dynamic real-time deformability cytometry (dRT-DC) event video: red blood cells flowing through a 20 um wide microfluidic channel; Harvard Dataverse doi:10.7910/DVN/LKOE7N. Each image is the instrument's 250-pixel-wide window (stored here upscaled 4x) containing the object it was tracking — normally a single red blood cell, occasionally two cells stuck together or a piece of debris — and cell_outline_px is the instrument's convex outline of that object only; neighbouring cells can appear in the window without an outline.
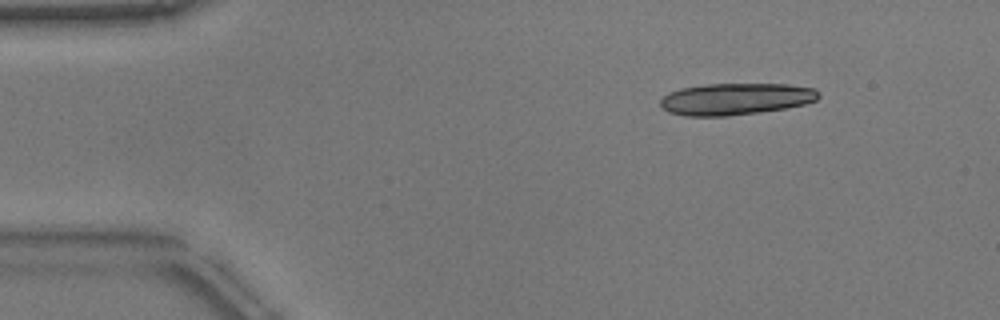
{"species": "common noctule bat (a hibernating species)", "species_latin": "Nyctalus noctula", "temperature_condition": "warm", "stored_images_in_passage": 11, "camera_frame_rate_fps": 3000, "um_per_image_px": 0.085, "animal": {"sex": "male", "body_mass_g": 17.9}, "frame": {"image": 1, "passage_image": 1, "time_ms": 0.0, "image_size_px": [1000, 320], "cell_outline_px": [[820, 96], [816, 100], [804, 104], [784, 108], [760, 112], [728, 116], [684, 116], [668, 112], [660, 108], [660, 100], [668, 92], [680, 88], [708, 84], [788, 84], [816, 88], [820, 92]], "centroid_in_image_um": [62.51, 8.41], "position_along_channel_um": 22.5, "area_um2": 29.54}}